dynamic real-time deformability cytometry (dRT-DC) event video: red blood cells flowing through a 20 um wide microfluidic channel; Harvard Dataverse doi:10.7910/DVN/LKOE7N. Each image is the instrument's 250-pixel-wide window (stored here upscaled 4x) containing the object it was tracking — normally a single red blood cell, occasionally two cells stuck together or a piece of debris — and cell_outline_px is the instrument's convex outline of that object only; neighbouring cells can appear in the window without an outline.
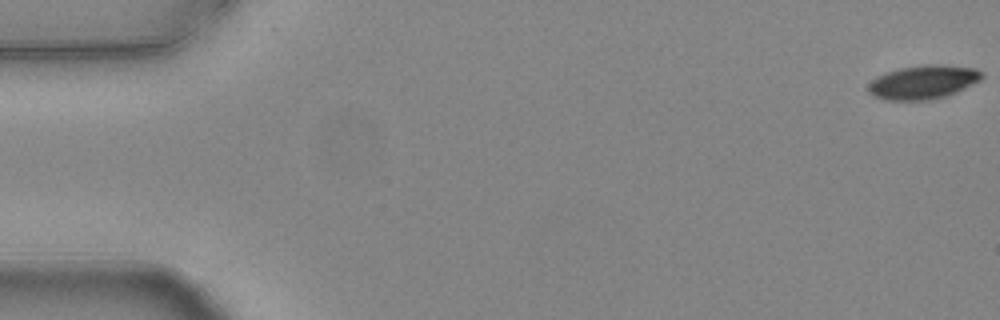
{"species": "common noctule bat (a hibernating species)", "species_latin": "Nyctalus noctula", "temperature_condition": "warm", "stored_images_in_passage": 4, "camera_frame_rate_fps": 3000, "um_per_image_px": 0.085, "animal": {"sex": "female", "body_mass_g": 24.6, "forearm_length_mm": 56.2}, "frame": {"image": 1, "passage_image": 1, "time_ms": 0.0, "image_size_px": [1000, 320], "cell_outline_px": [[984, 76], [980, 80], [956, 92], [932, 100], [884, 100], [872, 96], [868, 92], [868, 84], [876, 76], [900, 68], [924, 64], [944, 64], [976, 68], [984, 72]], "centroid_in_image_um": [78.47, 6.97], "position_along_channel_um": 6.5, "area_um2": 22.6}}